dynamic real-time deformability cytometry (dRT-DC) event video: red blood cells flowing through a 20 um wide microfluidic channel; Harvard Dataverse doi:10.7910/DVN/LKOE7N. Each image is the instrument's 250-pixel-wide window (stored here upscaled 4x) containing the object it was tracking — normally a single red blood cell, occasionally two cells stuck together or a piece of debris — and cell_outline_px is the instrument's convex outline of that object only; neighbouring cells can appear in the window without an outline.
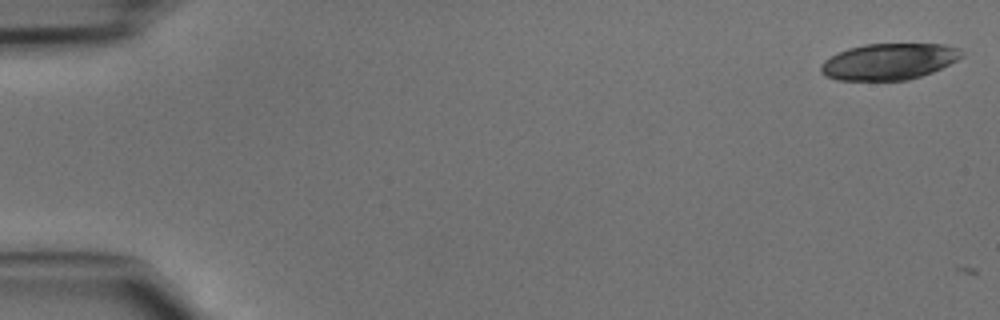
{"species": "common noctule bat (a hibernating species)", "species_latin": "Nyctalus noctula", "temperature_condition": "cold", "stored_images_in_passage": 6, "camera_frame_rate_fps": 3000, "um_per_image_px": 0.085, "animal": {"sex": "male", "body_mass_g": 15.6}, "frame": {"image": 1, "passage_image": 1, "time_ms": 0.0, "image_size_px": [1000, 320], "cell_outline_px": [[964, 56], [932, 72], [908, 80], [836, 80], [824, 76], [820, 72], [820, 68], [824, 60], [848, 48], [864, 44], [944, 44], [956, 48], [964, 52]], "centroid_in_image_um": [75.54, 5.23], "position_along_channel_um": 9.5, "area_um2": 29.65}}